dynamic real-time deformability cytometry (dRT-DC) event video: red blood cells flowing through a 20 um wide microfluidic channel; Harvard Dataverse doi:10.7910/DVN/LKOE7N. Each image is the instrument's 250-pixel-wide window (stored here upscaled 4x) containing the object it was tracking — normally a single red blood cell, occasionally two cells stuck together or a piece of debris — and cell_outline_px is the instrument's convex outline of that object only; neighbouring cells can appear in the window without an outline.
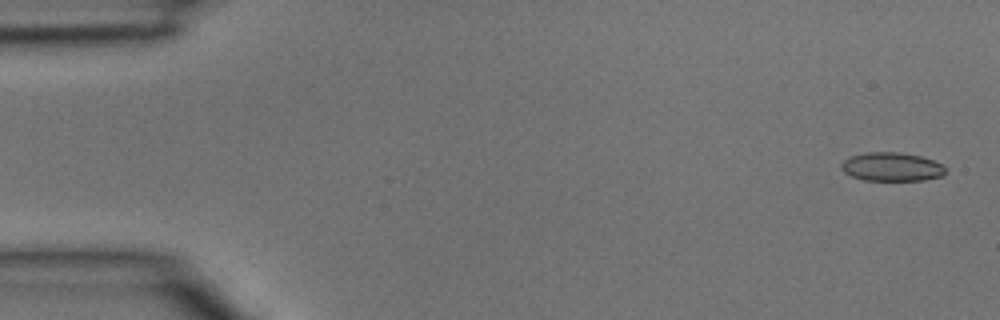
{"species": "common noctule bat (a hibernating species)", "species_latin": "Nyctalus noctula", "temperature_condition": "room temperature", "stored_images_in_passage": 4, "camera_frame_rate_fps": 3000, "um_per_image_px": 0.085, "animal": {"sex": "male", "body_mass_g": 15.6}, "frame": {"image": 1, "passage_image": 1, "time_ms": 0.0, "image_size_px": [1000, 320], "cell_outline_px": [[944, 176], [924, 180], [864, 180], [852, 176], [844, 172], [840, 168], [840, 164], [844, 160], [852, 156], [864, 152], [900, 152], [920, 156], [932, 160], [940, 164], [944, 168]], "centroid_in_image_um": [75.77, 14.18], "position_along_channel_um": 9.2, "area_um2": 17.34}}
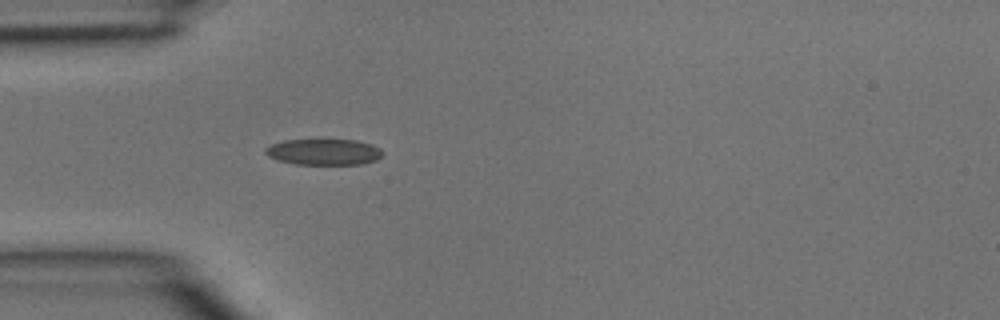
{"frame": {"image": 2, "passage_image": 4, "time_ms": 1.0, "image_size_px": [1000, 320], "cell_outline_px": [[384, 152], [376, 160], [360, 164], [296, 164], [280, 160], [268, 156], [264, 152], [264, 148], [272, 144], [284, 140], [356, 140], [372, 144], [380, 148]], "centroid_in_image_um": [27.53, 12.91], "position_along_channel_um": 57.5, "area_um2": 17.69}}